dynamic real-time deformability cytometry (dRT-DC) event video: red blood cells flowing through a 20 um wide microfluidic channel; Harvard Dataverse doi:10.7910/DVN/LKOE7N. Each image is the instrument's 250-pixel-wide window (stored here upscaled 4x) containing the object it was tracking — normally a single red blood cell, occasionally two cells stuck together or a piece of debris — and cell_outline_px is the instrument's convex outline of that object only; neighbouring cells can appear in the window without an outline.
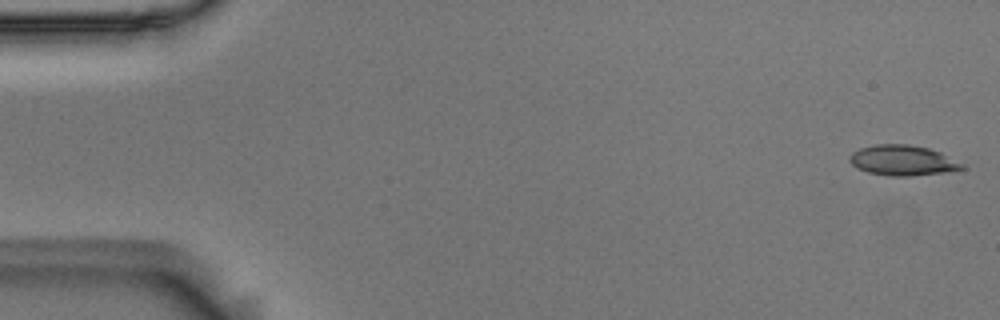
{"species": "Egyptian fruit bat (a non-hibernating species)", "species_latin": "Rousettus aegyptiacus", "temperature_condition": "room temperature", "stored_images_in_passage": 54, "camera_frame_rate_fps": 3000, "um_per_image_px": 0.085, "animal": {"sex": "male"}, "frame": {"image": 1, "passage_image": 1, "time_ms": 0.0, "image_size_px": [1000, 320], "cell_outline_px": [[964, 168], [944, 172], [908, 176], [888, 176], [868, 172], [856, 168], [848, 160], [852, 152], [860, 148], [876, 144], [908, 144], [928, 148], [940, 152], [960, 164]], "centroid_in_image_um": [76.63, 13.63], "position_along_channel_um": 8.4, "area_um2": 19.54}}
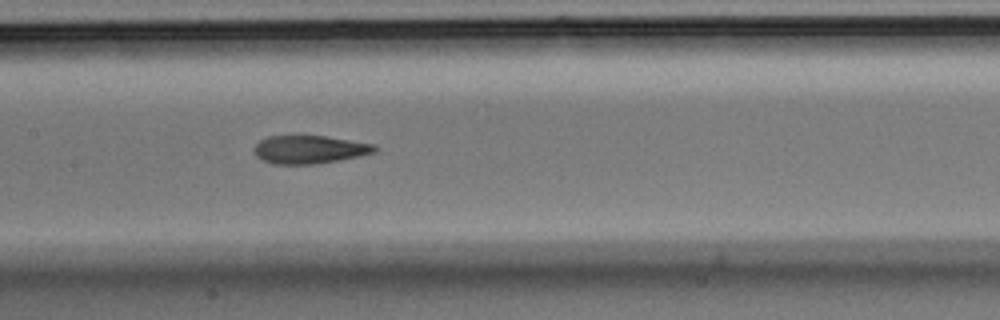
{"frame": {"image": 2, "passage_image": 26, "time_ms": 8.333, "image_size_px": [1000, 320], "cell_outline_px": [[380, 148], [376, 152], [316, 164], [272, 164], [256, 156], [252, 148], [260, 140], [268, 136], [324, 136], [372, 144]], "centroid_in_image_um": [26.26, 12.71], "position_along_channel_um": 181.1, "area_um2": 19.54}}
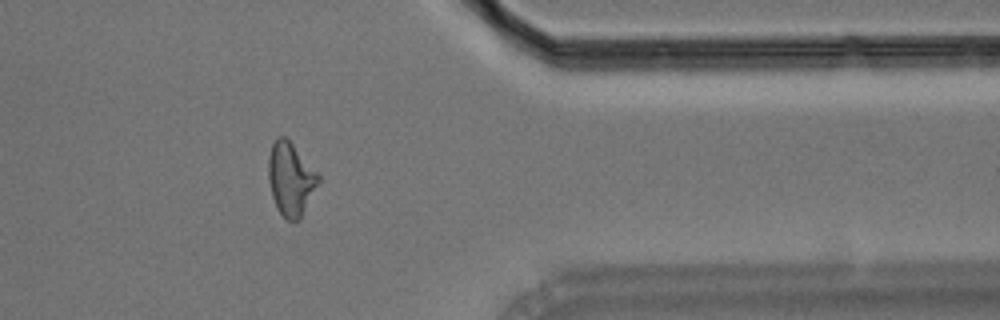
{"frame": {"image": 3, "passage_image": 44, "time_ms": 14.333, "image_size_px": [1000, 320], "cell_outline_px": [[320, 180], [300, 220], [288, 220], [276, 208], [272, 196], [268, 180], [268, 156], [272, 144], [276, 136], [284, 136], [292, 144], [320, 176]], "centroid_in_image_um": [24.68, 15.22], "position_along_channel_um": 386.7, "area_um2": 21.1}, "authors_computed_cell_mechanics": {"area_um2": 20.2878, "velocity_mm_per_s": 3.6845, "shape_relaxation_time_tau1_ms": 5.8941, "shape_relaxation_time_tau2_ms": 2.2659, "deformation_change_tau1": 0.1816, "deformation_change_tau2": 0.1025}}